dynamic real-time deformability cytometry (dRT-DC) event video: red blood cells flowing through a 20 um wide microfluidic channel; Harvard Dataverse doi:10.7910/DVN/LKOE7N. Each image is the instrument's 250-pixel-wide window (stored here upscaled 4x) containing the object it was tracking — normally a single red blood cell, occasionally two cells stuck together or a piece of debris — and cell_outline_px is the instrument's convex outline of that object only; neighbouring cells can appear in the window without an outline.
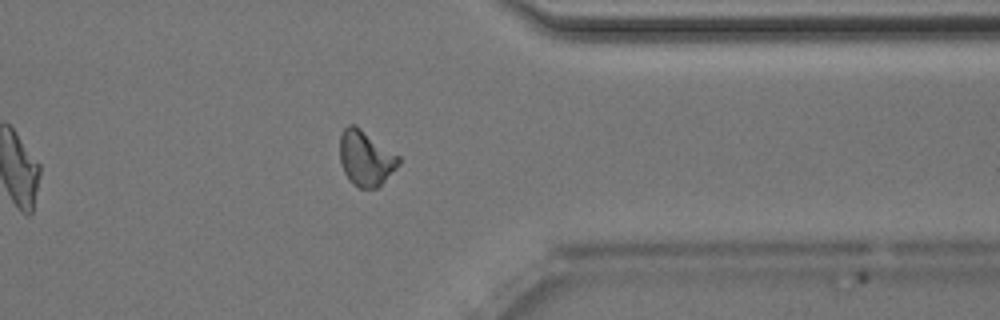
{"species": "Egyptian fruit bat (a non-hibernating species)", "species_latin": "Rousettus aegyptiacus", "temperature_condition": "room temperature", "stored_images_in_passage": 40, "camera_frame_rate_fps": 3000, "um_per_image_px": 0.085, "animal": {"sex": "male"}, "frame": {"image": 1, "passage_image": 29, "time_ms": 9.333, "image_size_px": [1000, 320], "cell_outline_px": [[400, 164], [376, 188], [360, 188], [352, 184], [344, 172], [340, 160], [340, 132], [348, 124], [352, 124], [360, 128], [400, 156]], "centroid_in_image_um": [31.07, 13.43], "position_along_channel_um": 380.3, "area_um2": 18.79}, "authors_computed_cell_mechanics": {"area_um2": 18.7561, "velocity_mm_per_s": 4.0223, "shape_relaxation_time_tau1_ms": 4.2991, "shape_relaxation_time_tau2_ms": 3.9944, "deformation_change_tau1": 0.1313, "deformation_change_tau2": 0.1202}}